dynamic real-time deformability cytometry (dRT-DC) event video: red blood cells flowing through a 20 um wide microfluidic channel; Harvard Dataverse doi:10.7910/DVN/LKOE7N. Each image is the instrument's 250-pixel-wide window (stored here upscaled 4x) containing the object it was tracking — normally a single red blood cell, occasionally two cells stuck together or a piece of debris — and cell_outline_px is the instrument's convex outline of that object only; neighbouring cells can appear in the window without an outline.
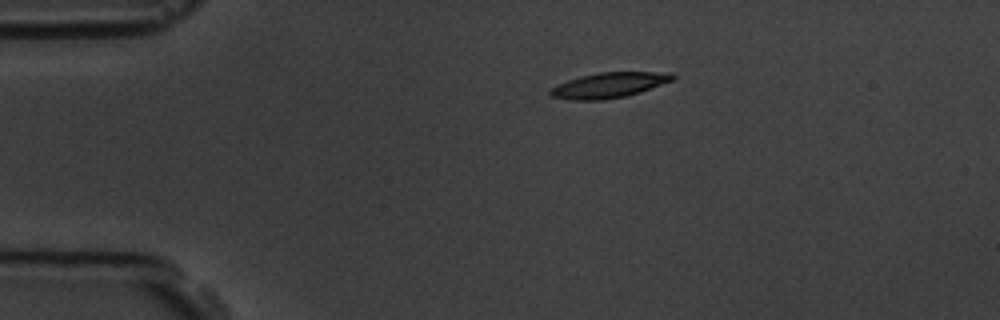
{"species": "common noctule bat (a hibernating species)", "species_latin": "Nyctalus noctula", "temperature_condition": "room temperature", "stored_images_in_passage": 13, "camera_frame_rate_fps": 3000, "um_per_image_px": 0.085, "animal": {"sex": "male", "body_mass_g": 19.5, "forearm_length_mm": 54.6}, "frame": {"image": 1, "passage_image": 1, "time_ms": 0.0, "image_size_px": [1000, 320], "cell_outline_px": [[676, 80], [628, 96], [600, 100], [572, 100], [552, 96], [548, 92], [552, 88], [568, 80], [580, 76], [600, 72], [672, 72], [676, 76]], "centroid_in_image_um": [51.85, 7.23], "position_along_channel_um": 33.1, "area_um2": 18.09}}
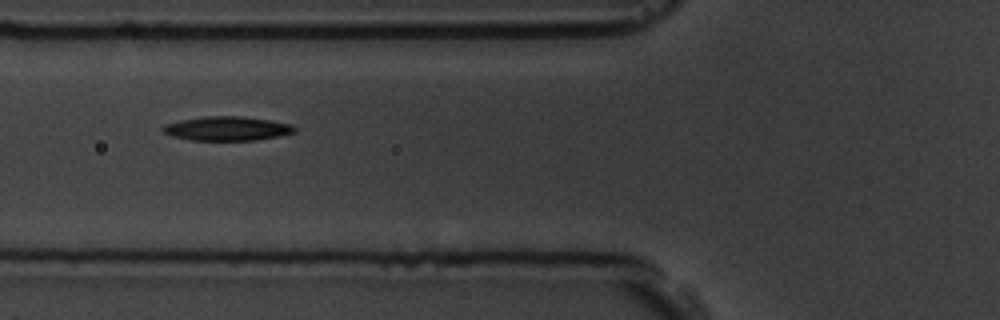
{"frame": {"image": 2, "passage_image": 4, "time_ms": 3.333, "image_size_px": [1000, 320], "cell_outline_px": [[296, 132], [256, 140], [192, 140], [172, 136], [164, 132], [160, 128], [164, 124], [180, 120], [204, 116], [244, 116], [272, 120], [292, 124], [296, 128]], "centroid_in_image_um": [19.3, 10.91], "position_along_channel_um": 106.5, "area_um2": 18.61}}
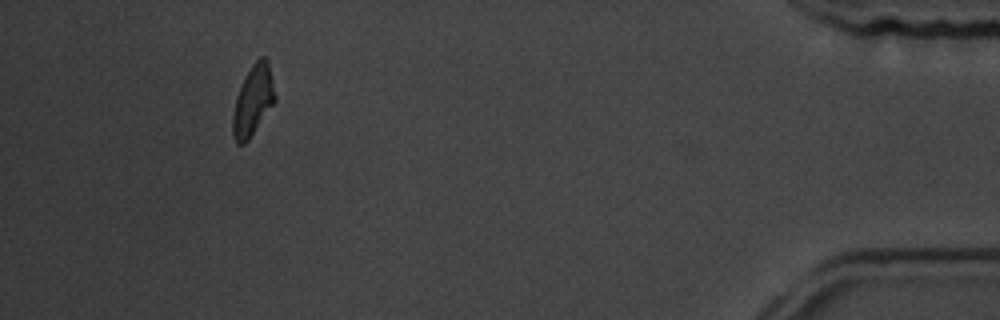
{"frame": {"image": 3, "passage_image": 12, "time_ms": 13.667, "image_size_px": [1000, 320], "cell_outline_px": [[276, 100], [248, 140], [244, 144], [236, 144], [232, 132], [232, 116], [236, 96], [240, 84], [252, 64], [260, 56], [264, 56], [268, 60], [276, 96]], "centroid_in_image_um": [21.49, 8.53], "position_along_channel_um": 413.7, "area_um2": 17.34}, "authors_computed_cell_mechanics": {"area_um2": 18.0914, "velocity_mm_per_s": 3.5963, "shape_relaxation_time_tau1_ms": 11.2885, "shape_relaxation_time_tau2_ms": null, "deformation_change_tau1": 0.2231, "deformation_change_tau2": null}}